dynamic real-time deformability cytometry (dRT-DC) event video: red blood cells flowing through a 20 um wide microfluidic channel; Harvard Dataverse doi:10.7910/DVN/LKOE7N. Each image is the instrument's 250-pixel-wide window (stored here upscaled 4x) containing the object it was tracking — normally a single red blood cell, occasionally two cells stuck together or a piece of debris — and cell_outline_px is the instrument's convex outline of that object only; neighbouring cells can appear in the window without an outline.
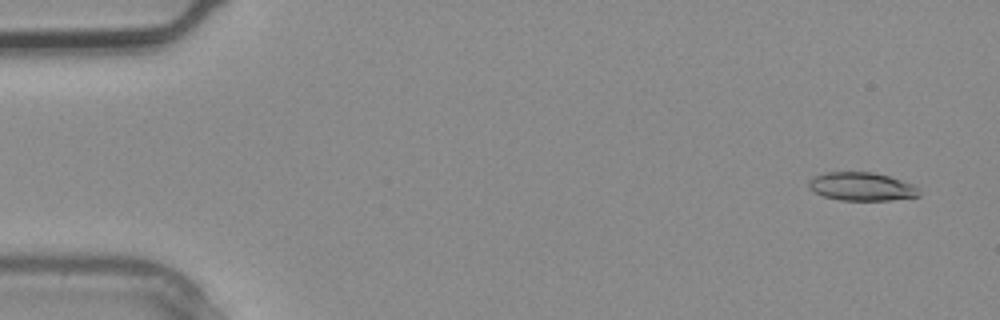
{"species": "common noctule bat (a hibernating species)", "species_latin": "Nyctalus noctula", "temperature_condition": "warm", "stored_images_in_passage": 3, "camera_frame_rate_fps": 3000, "um_per_image_px": 0.085, "animal": {"sex": "male", "body_mass_g": 20.4}, "frame": {"image": 1, "passage_image": 1, "time_ms": 0.0, "image_size_px": [1000, 320], "cell_outline_px": [[920, 196], [892, 200], [840, 200], [824, 196], [808, 188], [808, 180], [824, 172], [872, 172], [888, 176], [912, 184], [920, 192]], "centroid_in_image_um": [73.22, 15.86], "position_along_channel_um": 11.8, "area_um2": 18.09}}
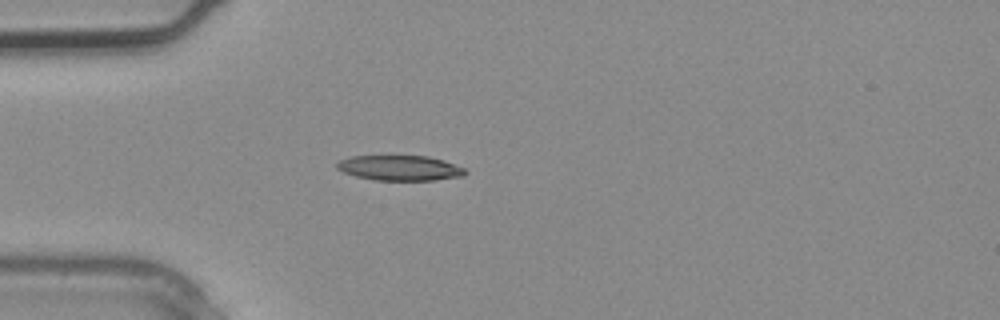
{"frame": {"image": 2, "passage_image": 3, "time_ms": 0.667, "image_size_px": [1000, 320], "cell_outline_px": [[468, 172], [464, 176], [436, 180], [376, 180], [356, 176], [344, 172], [336, 168], [336, 164], [340, 160], [352, 156], [428, 156], [444, 160], [464, 168]], "centroid_in_image_um": [34.02, 14.28], "position_along_channel_um": 51.0, "area_um2": 18.79}}